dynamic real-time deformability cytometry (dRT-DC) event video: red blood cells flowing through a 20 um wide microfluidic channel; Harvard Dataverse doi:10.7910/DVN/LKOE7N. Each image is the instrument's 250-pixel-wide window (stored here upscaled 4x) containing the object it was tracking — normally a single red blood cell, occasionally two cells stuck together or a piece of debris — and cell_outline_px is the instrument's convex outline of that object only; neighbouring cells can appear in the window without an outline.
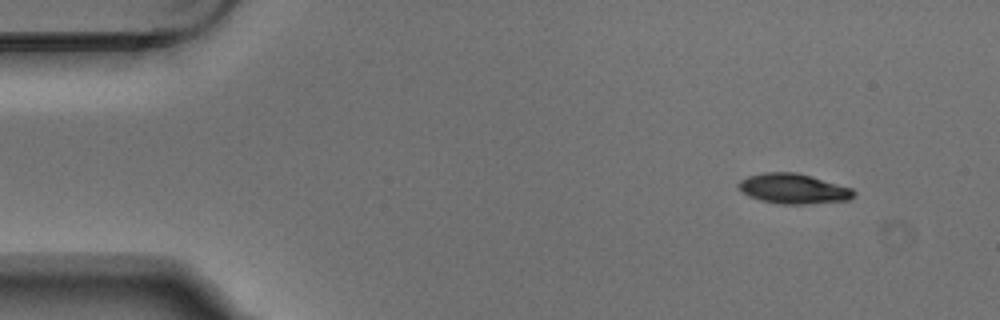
{"species": "Egyptian fruit bat (a non-hibernating species)", "species_latin": "Rousettus aegyptiacus", "temperature_condition": "warm", "stored_images_in_passage": 4, "camera_frame_rate_fps": 3000, "um_per_image_px": 0.085, "animal": {"sex": "male"}, "frame": {"image": 1, "passage_image": 1, "time_ms": 0.0, "image_size_px": [1000, 320], "cell_outline_px": [[856, 192], [848, 200], [804, 204], [776, 204], [760, 200], [748, 196], [740, 192], [736, 184], [740, 180], [748, 176], [764, 172], [796, 172], [812, 176], [852, 188]], "centroid_in_image_um": [67.38, 16.04], "position_along_channel_um": 17.6, "area_um2": 20.35}}
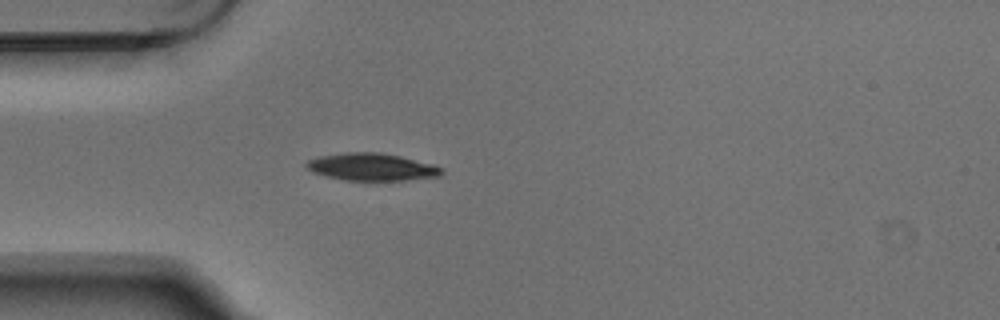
{"frame": {"image": 2, "passage_image": 3, "time_ms": 0.667, "image_size_px": [1000, 320], "cell_outline_px": [[444, 172], [440, 176], [404, 180], [344, 180], [312, 172], [304, 168], [304, 164], [308, 160], [320, 156], [344, 152], [380, 152], [400, 156], [432, 164], [444, 168]], "centroid_in_image_um": [31.58, 14.18], "position_along_channel_um": 53.4, "area_um2": 21.62}}